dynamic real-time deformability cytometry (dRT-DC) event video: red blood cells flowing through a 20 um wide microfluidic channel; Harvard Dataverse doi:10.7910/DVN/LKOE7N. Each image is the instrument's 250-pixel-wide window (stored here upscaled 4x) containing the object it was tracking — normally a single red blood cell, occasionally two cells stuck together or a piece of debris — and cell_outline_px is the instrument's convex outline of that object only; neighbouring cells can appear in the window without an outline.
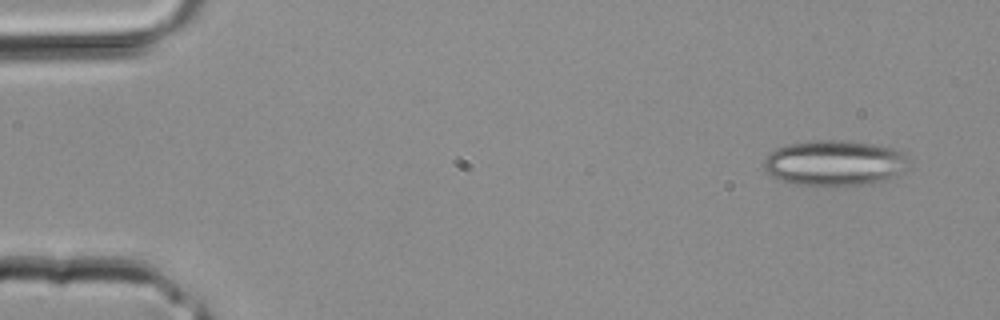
{"species": "common noctule bat (a hibernating species)", "species_latin": "Nyctalus noctula", "temperature_condition": "room temperature", "stored_images_in_passage": 2, "camera_frame_rate_fps": 3000, "um_per_image_px": 0.085, "animal": {"sex": "male", "body_mass_g": 20.4}, "frame": {"image": 1, "passage_image": 1, "time_ms": 0.0, "image_size_px": [1000, 320], "cell_outline_px": [[908, 168], [904, 172], [884, 180], [872, 184], [824, 188], [816, 188], [796, 184], [772, 176], [764, 168], [764, 160], [776, 148], [788, 144], [812, 140], [848, 140], [876, 144], [892, 148], [904, 152]], "centroid_in_image_um": [70.96, 13.88], "position_along_channel_um": 14.0, "area_um2": 39.25}}